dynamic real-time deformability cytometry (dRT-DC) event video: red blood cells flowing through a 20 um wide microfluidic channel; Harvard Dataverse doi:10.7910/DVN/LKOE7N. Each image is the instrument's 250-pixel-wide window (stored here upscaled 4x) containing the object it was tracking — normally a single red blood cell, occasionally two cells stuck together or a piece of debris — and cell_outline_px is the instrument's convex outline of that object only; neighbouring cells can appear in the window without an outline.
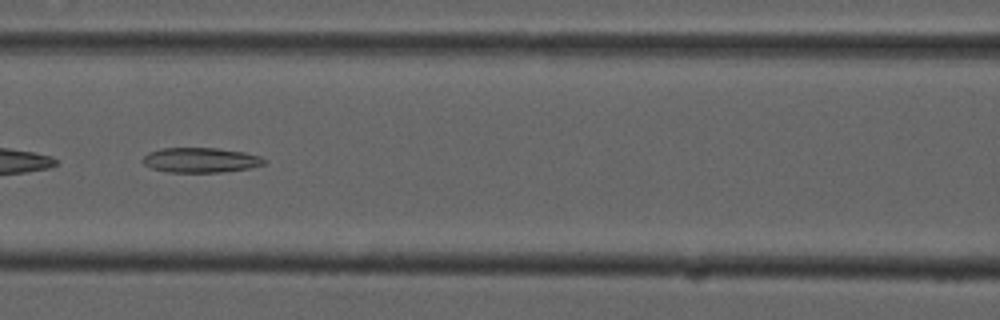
{"species": "common noctule bat (a hibernating species)", "species_latin": "Nyctalus noctula", "temperature_condition": "cold", "stored_images_in_passage": 52, "camera_frame_rate_fps": 3000, "um_per_image_px": 0.085, "animal": {"sex": "male", "forearm_length_mm": 52.5}, "frame": {"image": 1, "passage_image": 23, "time_ms": 7.333, "image_size_px": [1000, 320], "cell_outline_px": [[268, 160], [264, 164], [248, 168], [220, 172], [168, 172], [152, 168], [144, 164], [140, 160], [148, 152], [164, 148], [216, 148], [244, 152], [260, 156]], "centroid_in_image_um": [17.04, 13.6], "position_along_channel_um": 149.6, "area_um2": 17.57}}
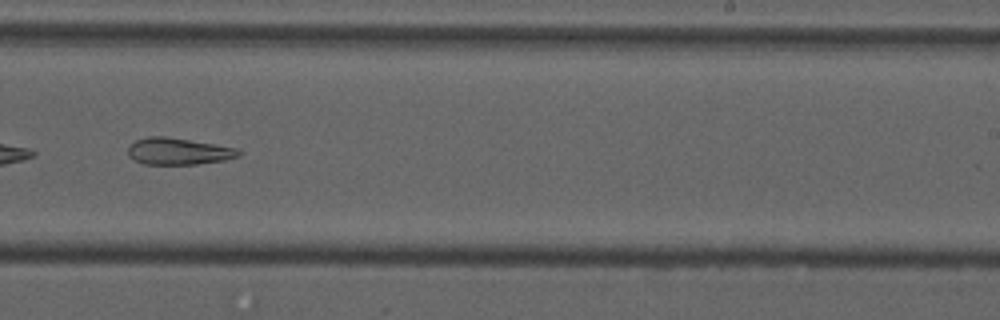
{"frame": {"image": 2, "passage_image": 33, "time_ms": 10.667, "image_size_px": [1000, 320], "cell_outline_px": [[240, 156], [224, 160], [196, 164], [144, 164], [128, 156], [128, 148], [136, 140], [148, 136], [164, 136], [236, 148], [240, 152]], "centroid_in_image_um": [15.14, 12.86], "position_along_channel_um": 273.9, "area_um2": 16.94}}
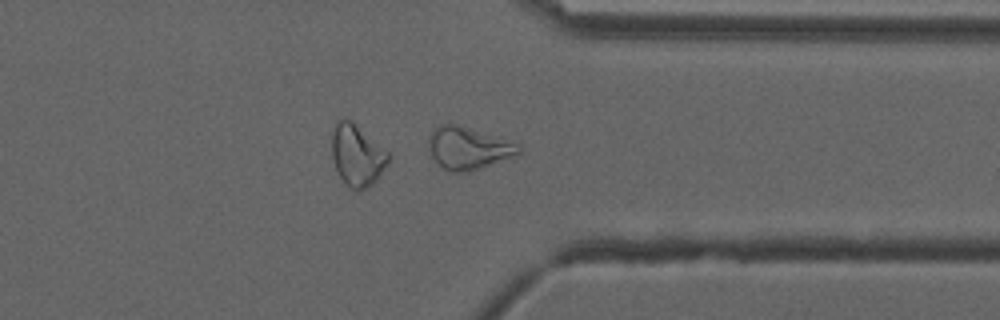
{"frame": {"image": 3, "passage_image": 41, "time_ms": 13.333, "image_size_px": [1000, 320], "cell_outline_px": [[520, 152], [516, 156], [468, 172], [452, 172], [444, 168], [432, 156], [428, 144], [428, 136], [440, 124], [456, 124], [520, 144]], "centroid_in_image_um": [39.81, 12.6], "position_along_channel_um": 371.6, "area_um2": 21.85}}